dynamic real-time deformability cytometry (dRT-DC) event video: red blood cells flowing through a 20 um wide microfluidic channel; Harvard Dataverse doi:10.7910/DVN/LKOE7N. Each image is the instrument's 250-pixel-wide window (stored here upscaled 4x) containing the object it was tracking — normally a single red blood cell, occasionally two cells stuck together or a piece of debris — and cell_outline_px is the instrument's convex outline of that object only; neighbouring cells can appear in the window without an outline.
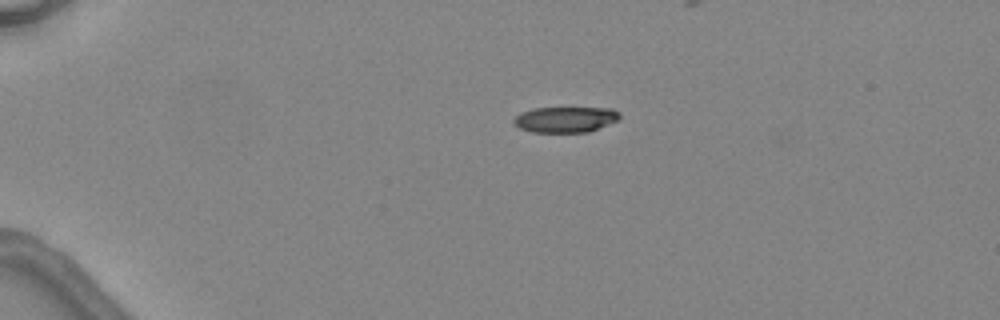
{"species": "common noctule bat (a hibernating species)", "species_latin": "Nyctalus noctula", "temperature_condition": "warm", "stored_images_in_passage": 3, "camera_frame_rate_fps": 3000, "um_per_image_px": 0.085, "animal": {"sex": "female", "body_mass_g": 24.6, "forearm_length_mm": 56.2}, "frame": {"image": 1, "passage_image": 1, "time_ms": 0.0, "image_size_px": [1000, 320], "cell_outline_px": [[620, 116], [616, 120], [588, 132], [532, 132], [520, 128], [512, 120], [520, 112], [532, 108], [612, 108], [620, 112]], "centroid_in_image_um": [48.03, 10.14], "position_along_channel_um": 37.0, "area_um2": 15.72}}
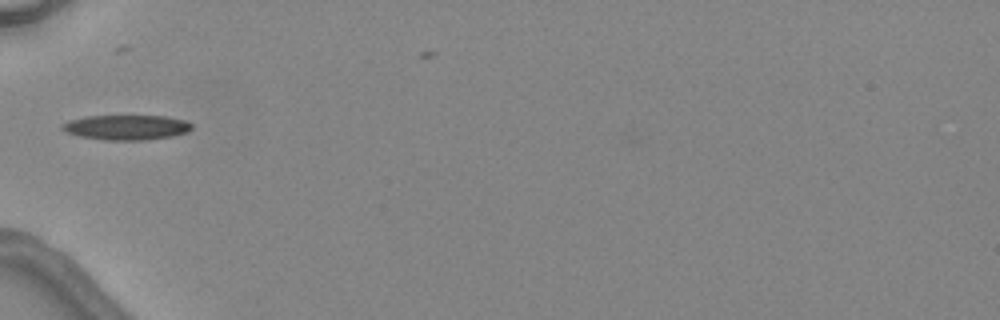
{"frame": {"image": 2, "passage_image": 3, "time_ms": 2.333, "image_size_px": [1000, 320], "cell_outline_px": [[192, 128], [188, 132], [172, 136], [144, 140], [104, 140], [80, 136], [64, 132], [60, 128], [60, 124], [68, 120], [84, 116], [164, 116], [184, 120], [192, 124]], "centroid_in_image_um": [10.69, 10.82], "position_along_channel_um": 74.3, "area_um2": 18.96}}